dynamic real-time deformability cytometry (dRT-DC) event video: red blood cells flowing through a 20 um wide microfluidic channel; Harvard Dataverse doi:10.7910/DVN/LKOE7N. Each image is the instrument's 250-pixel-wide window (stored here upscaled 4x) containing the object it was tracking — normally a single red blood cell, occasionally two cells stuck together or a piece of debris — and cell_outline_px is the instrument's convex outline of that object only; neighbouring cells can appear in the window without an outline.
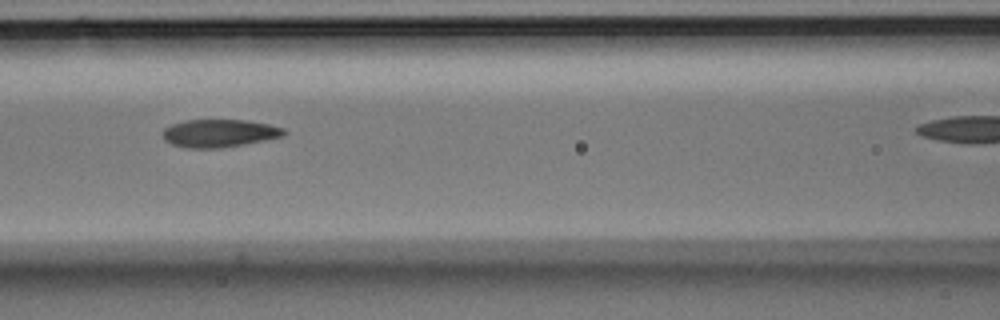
{"species": "Egyptian fruit bat (a non-hibernating species)", "species_latin": "Rousettus aegyptiacus", "temperature_condition": "room temperature", "stored_images_in_passage": 8, "camera_frame_rate_fps": 3000, "um_per_image_px": 0.085, "animal": {"sex": "male"}, "frame": {"image": 1, "passage_image": 3, "time_ms": 0.667, "image_size_px": [1000, 320], "cell_outline_px": [[288, 132], [284, 136], [244, 144], [220, 148], [184, 148], [172, 144], [164, 140], [160, 132], [164, 128], [172, 124], [184, 120], [244, 120], [268, 124], [284, 128]], "centroid_in_image_um": [18.61, 11.33], "position_along_channel_um": 148.0, "area_um2": 19.83}}
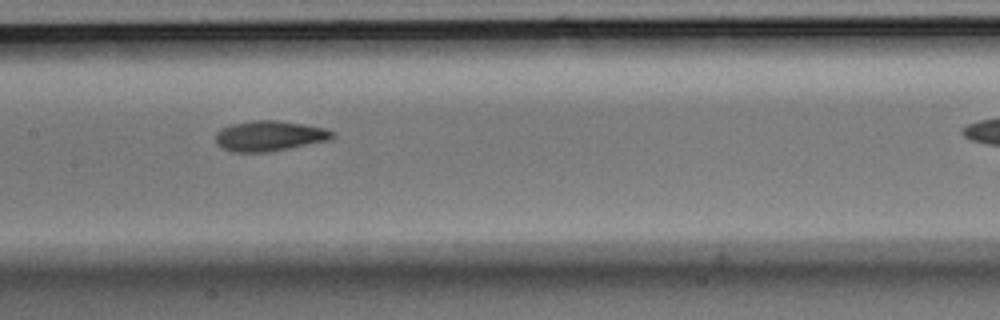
{"frame": {"image": 2, "passage_image": 4, "time_ms": 1.0, "image_size_px": [1000, 320], "cell_outline_px": [[336, 136], [332, 140], [268, 152], [232, 152], [216, 144], [216, 132], [220, 128], [232, 124], [256, 120], [276, 120], [304, 124], [324, 128], [336, 132]], "centroid_in_image_um": [22.94, 11.55], "position_along_channel_um": 184.5, "area_um2": 20.81}}